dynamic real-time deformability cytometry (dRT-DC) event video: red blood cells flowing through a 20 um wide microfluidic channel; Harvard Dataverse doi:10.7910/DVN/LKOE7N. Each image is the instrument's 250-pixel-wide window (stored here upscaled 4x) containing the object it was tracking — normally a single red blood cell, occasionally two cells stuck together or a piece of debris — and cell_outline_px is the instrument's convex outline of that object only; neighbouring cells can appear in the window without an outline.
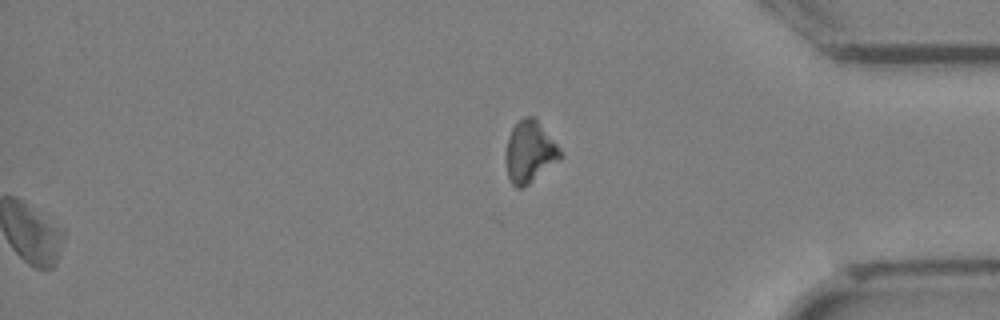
{"species": "Egyptian fruit bat (a non-hibernating species)", "species_latin": "Rousettus aegyptiacus", "temperature_condition": "cold", "stored_images_in_passage": 25, "camera_frame_rate_fps": 3000, "um_per_image_px": 0.085, "animal": {"sex": "female"}, "frame": {"image": 1, "passage_image": 25, "time_ms": 8.0, "image_size_px": [1000, 320], "cell_outline_px": [[564, 156], [560, 160], [528, 184], [520, 188], [516, 188], [512, 184], [508, 176], [504, 156], [504, 152], [508, 136], [512, 128], [524, 116], [536, 116], [564, 152]], "centroid_in_image_um": [45.04, 12.88], "position_along_channel_um": 390.2, "area_um2": 20.17}}